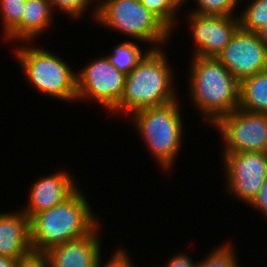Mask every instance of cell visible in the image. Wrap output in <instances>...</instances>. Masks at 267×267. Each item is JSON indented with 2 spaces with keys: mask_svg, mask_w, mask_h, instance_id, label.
<instances>
[{
  "mask_svg": "<svg viewBox=\"0 0 267 267\" xmlns=\"http://www.w3.org/2000/svg\"><path fill=\"white\" fill-rule=\"evenodd\" d=\"M190 63L189 103L211 128L219 118L238 109L240 82L217 58L192 56Z\"/></svg>",
  "mask_w": 267,
  "mask_h": 267,
  "instance_id": "cell-1",
  "label": "cell"
},
{
  "mask_svg": "<svg viewBox=\"0 0 267 267\" xmlns=\"http://www.w3.org/2000/svg\"><path fill=\"white\" fill-rule=\"evenodd\" d=\"M164 51L150 50L126 75L123 95L112 114H124L126 119L138 110L163 106L179 98L174 70Z\"/></svg>",
  "mask_w": 267,
  "mask_h": 267,
  "instance_id": "cell-2",
  "label": "cell"
},
{
  "mask_svg": "<svg viewBox=\"0 0 267 267\" xmlns=\"http://www.w3.org/2000/svg\"><path fill=\"white\" fill-rule=\"evenodd\" d=\"M80 188L66 201L35 214L30 219L33 250L51 247L90 234L99 224L93 207Z\"/></svg>",
  "mask_w": 267,
  "mask_h": 267,
  "instance_id": "cell-3",
  "label": "cell"
},
{
  "mask_svg": "<svg viewBox=\"0 0 267 267\" xmlns=\"http://www.w3.org/2000/svg\"><path fill=\"white\" fill-rule=\"evenodd\" d=\"M33 44L21 42L13 49L14 59L19 63L26 81L32 85L30 87L53 99L76 103L77 79L70 64L59 54Z\"/></svg>",
  "mask_w": 267,
  "mask_h": 267,
  "instance_id": "cell-4",
  "label": "cell"
},
{
  "mask_svg": "<svg viewBox=\"0 0 267 267\" xmlns=\"http://www.w3.org/2000/svg\"><path fill=\"white\" fill-rule=\"evenodd\" d=\"M179 103L177 99L163 106L144 108L128 117L163 171L172 169L182 149L184 118Z\"/></svg>",
  "mask_w": 267,
  "mask_h": 267,
  "instance_id": "cell-5",
  "label": "cell"
},
{
  "mask_svg": "<svg viewBox=\"0 0 267 267\" xmlns=\"http://www.w3.org/2000/svg\"><path fill=\"white\" fill-rule=\"evenodd\" d=\"M94 24L149 44L150 50L164 49L173 34L140 0H102Z\"/></svg>",
  "mask_w": 267,
  "mask_h": 267,
  "instance_id": "cell-6",
  "label": "cell"
},
{
  "mask_svg": "<svg viewBox=\"0 0 267 267\" xmlns=\"http://www.w3.org/2000/svg\"><path fill=\"white\" fill-rule=\"evenodd\" d=\"M76 79L77 102L90 100L110 113L118 107L126 75L118 71L106 56L92 59V62L76 72Z\"/></svg>",
  "mask_w": 267,
  "mask_h": 267,
  "instance_id": "cell-7",
  "label": "cell"
},
{
  "mask_svg": "<svg viewBox=\"0 0 267 267\" xmlns=\"http://www.w3.org/2000/svg\"><path fill=\"white\" fill-rule=\"evenodd\" d=\"M226 193L248 206L267 179V152L222 153Z\"/></svg>",
  "mask_w": 267,
  "mask_h": 267,
  "instance_id": "cell-8",
  "label": "cell"
},
{
  "mask_svg": "<svg viewBox=\"0 0 267 267\" xmlns=\"http://www.w3.org/2000/svg\"><path fill=\"white\" fill-rule=\"evenodd\" d=\"M222 136V153L267 152V114L237 110L219 118L212 126Z\"/></svg>",
  "mask_w": 267,
  "mask_h": 267,
  "instance_id": "cell-9",
  "label": "cell"
},
{
  "mask_svg": "<svg viewBox=\"0 0 267 267\" xmlns=\"http://www.w3.org/2000/svg\"><path fill=\"white\" fill-rule=\"evenodd\" d=\"M217 59L241 82L267 70V45L257 33L239 27Z\"/></svg>",
  "mask_w": 267,
  "mask_h": 267,
  "instance_id": "cell-10",
  "label": "cell"
},
{
  "mask_svg": "<svg viewBox=\"0 0 267 267\" xmlns=\"http://www.w3.org/2000/svg\"><path fill=\"white\" fill-rule=\"evenodd\" d=\"M189 31L193 37L192 56L217 58L239 26L238 16H212L189 13ZM195 43V44H194Z\"/></svg>",
  "mask_w": 267,
  "mask_h": 267,
  "instance_id": "cell-11",
  "label": "cell"
},
{
  "mask_svg": "<svg viewBox=\"0 0 267 267\" xmlns=\"http://www.w3.org/2000/svg\"><path fill=\"white\" fill-rule=\"evenodd\" d=\"M57 170L48 176L39 177L31 185L27 193V204L20 207L29 219L39 212L63 203L79 189V184L70 172L64 168Z\"/></svg>",
  "mask_w": 267,
  "mask_h": 267,
  "instance_id": "cell-12",
  "label": "cell"
},
{
  "mask_svg": "<svg viewBox=\"0 0 267 267\" xmlns=\"http://www.w3.org/2000/svg\"><path fill=\"white\" fill-rule=\"evenodd\" d=\"M99 224L90 234L46 251L49 267H96L102 252ZM101 240V241H100Z\"/></svg>",
  "mask_w": 267,
  "mask_h": 267,
  "instance_id": "cell-13",
  "label": "cell"
},
{
  "mask_svg": "<svg viewBox=\"0 0 267 267\" xmlns=\"http://www.w3.org/2000/svg\"><path fill=\"white\" fill-rule=\"evenodd\" d=\"M32 250L30 219L21 209L0 212V256L16 261Z\"/></svg>",
  "mask_w": 267,
  "mask_h": 267,
  "instance_id": "cell-14",
  "label": "cell"
},
{
  "mask_svg": "<svg viewBox=\"0 0 267 267\" xmlns=\"http://www.w3.org/2000/svg\"><path fill=\"white\" fill-rule=\"evenodd\" d=\"M21 22L4 38L8 42H36L51 27L54 12L50 0H26Z\"/></svg>",
  "mask_w": 267,
  "mask_h": 267,
  "instance_id": "cell-15",
  "label": "cell"
},
{
  "mask_svg": "<svg viewBox=\"0 0 267 267\" xmlns=\"http://www.w3.org/2000/svg\"><path fill=\"white\" fill-rule=\"evenodd\" d=\"M238 108L267 114V70L240 82Z\"/></svg>",
  "mask_w": 267,
  "mask_h": 267,
  "instance_id": "cell-16",
  "label": "cell"
},
{
  "mask_svg": "<svg viewBox=\"0 0 267 267\" xmlns=\"http://www.w3.org/2000/svg\"><path fill=\"white\" fill-rule=\"evenodd\" d=\"M133 41H123L114 45L111 48V52L106 55L108 60L116 67L118 71H121L125 75L131 72L137 64L143 59V57L150 51H142L140 45Z\"/></svg>",
  "mask_w": 267,
  "mask_h": 267,
  "instance_id": "cell-17",
  "label": "cell"
},
{
  "mask_svg": "<svg viewBox=\"0 0 267 267\" xmlns=\"http://www.w3.org/2000/svg\"><path fill=\"white\" fill-rule=\"evenodd\" d=\"M172 33L178 21V13L184 0H140Z\"/></svg>",
  "mask_w": 267,
  "mask_h": 267,
  "instance_id": "cell-18",
  "label": "cell"
},
{
  "mask_svg": "<svg viewBox=\"0 0 267 267\" xmlns=\"http://www.w3.org/2000/svg\"><path fill=\"white\" fill-rule=\"evenodd\" d=\"M238 18L241 29L256 33L267 24V0H247L246 7L238 12Z\"/></svg>",
  "mask_w": 267,
  "mask_h": 267,
  "instance_id": "cell-19",
  "label": "cell"
},
{
  "mask_svg": "<svg viewBox=\"0 0 267 267\" xmlns=\"http://www.w3.org/2000/svg\"><path fill=\"white\" fill-rule=\"evenodd\" d=\"M235 247L236 245L234 246L229 240L221 243L219 247H214L204 259L198 260V267H240Z\"/></svg>",
  "mask_w": 267,
  "mask_h": 267,
  "instance_id": "cell-20",
  "label": "cell"
},
{
  "mask_svg": "<svg viewBox=\"0 0 267 267\" xmlns=\"http://www.w3.org/2000/svg\"><path fill=\"white\" fill-rule=\"evenodd\" d=\"M190 0H184V3ZM193 1V0H191ZM195 8L190 13L212 16H238L239 0H194ZM236 10V11H235ZM235 14V15H234Z\"/></svg>",
  "mask_w": 267,
  "mask_h": 267,
  "instance_id": "cell-21",
  "label": "cell"
},
{
  "mask_svg": "<svg viewBox=\"0 0 267 267\" xmlns=\"http://www.w3.org/2000/svg\"><path fill=\"white\" fill-rule=\"evenodd\" d=\"M50 2L54 13H56L55 12L56 9L60 10V12L66 14L69 17V19L70 17L71 19L73 18L72 20L81 19L82 17L85 16V12L87 14V11L91 8V10L93 11L91 13L92 14L91 18L93 22H95L97 16L98 4L94 0H50ZM92 3L94 5H92Z\"/></svg>",
  "mask_w": 267,
  "mask_h": 267,
  "instance_id": "cell-22",
  "label": "cell"
},
{
  "mask_svg": "<svg viewBox=\"0 0 267 267\" xmlns=\"http://www.w3.org/2000/svg\"><path fill=\"white\" fill-rule=\"evenodd\" d=\"M26 0H0L3 39L21 22Z\"/></svg>",
  "mask_w": 267,
  "mask_h": 267,
  "instance_id": "cell-23",
  "label": "cell"
},
{
  "mask_svg": "<svg viewBox=\"0 0 267 267\" xmlns=\"http://www.w3.org/2000/svg\"><path fill=\"white\" fill-rule=\"evenodd\" d=\"M103 255L101 254L96 267H135L133 264V260H131V257L129 256L128 251L126 250V248H117V250L115 249V251L112 253L111 257H109L108 260H106V262L104 264L102 263V257Z\"/></svg>",
  "mask_w": 267,
  "mask_h": 267,
  "instance_id": "cell-24",
  "label": "cell"
},
{
  "mask_svg": "<svg viewBox=\"0 0 267 267\" xmlns=\"http://www.w3.org/2000/svg\"><path fill=\"white\" fill-rule=\"evenodd\" d=\"M15 267H49L46 252L32 250L19 257L15 262Z\"/></svg>",
  "mask_w": 267,
  "mask_h": 267,
  "instance_id": "cell-25",
  "label": "cell"
},
{
  "mask_svg": "<svg viewBox=\"0 0 267 267\" xmlns=\"http://www.w3.org/2000/svg\"><path fill=\"white\" fill-rule=\"evenodd\" d=\"M180 252L169 257L168 263L163 267H198V261H194L186 251L185 253L183 251Z\"/></svg>",
  "mask_w": 267,
  "mask_h": 267,
  "instance_id": "cell-26",
  "label": "cell"
},
{
  "mask_svg": "<svg viewBox=\"0 0 267 267\" xmlns=\"http://www.w3.org/2000/svg\"><path fill=\"white\" fill-rule=\"evenodd\" d=\"M249 207H252L257 212L263 214L265 220L267 219V179L259 190V193L255 200Z\"/></svg>",
  "mask_w": 267,
  "mask_h": 267,
  "instance_id": "cell-27",
  "label": "cell"
},
{
  "mask_svg": "<svg viewBox=\"0 0 267 267\" xmlns=\"http://www.w3.org/2000/svg\"><path fill=\"white\" fill-rule=\"evenodd\" d=\"M15 260L0 256V267H15Z\"/></svg>",
  "mask_w": 267,
  "mask_h": 267,
  "instance_id": "cell-28",
  "label": "cell"
},
{
  "mask_svg": "<svg viewBox=\"0 0 267 267\" xmlns=\"http://www.w3.org/2000/svg\"><path fill=\"white\" fill-rule=\"evenodd\" d=\"M256 33L258 37L267 45V24L261 27Z\"/></svg>",
  "mask_w": 267,
  "mask_h": 267,
  "instance_id": "cell-29",
  "label": "cell"
},
{
  "mask_svg": "<svg viewBox=\"0 0 267 267\" xmlns=\"http://www.w3.org/2000/svg\"><path fill=\"white\" fill-rule=\"evenodd\" d=\"M97 4H99L102 0H94Z\"/></svg>",
  "mask_w": 267,
  "mask_h": 267,
  "instance_id": "cell-30",
  "label": "cell"
}]
</instances>
